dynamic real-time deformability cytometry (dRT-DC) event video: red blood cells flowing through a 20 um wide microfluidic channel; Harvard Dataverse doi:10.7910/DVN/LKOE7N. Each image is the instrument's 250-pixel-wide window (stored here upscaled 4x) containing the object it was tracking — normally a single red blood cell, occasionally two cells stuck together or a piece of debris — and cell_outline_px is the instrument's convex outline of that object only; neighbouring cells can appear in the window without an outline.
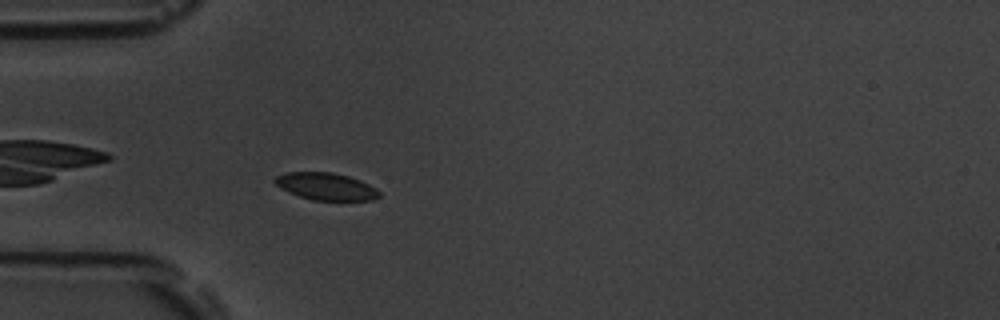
{"species": "common noctule bat (a hibernating species)", "species_latin": "Nyctalus noctula", "temperature_condition": "room temperature", "stored_images_in_passage": 44, "camera_frame_rate_fps": 3000, "um_per_image_px": 0.085, "animal": {"sex": "male", "body_mass_g": 19.5, "forearm_length_mm": 54.6}, "frame": {"image": 1, "passage_image": 4, "time_ms": 1.0, "image_size_px": [1000, 320], "cell_outline_px": [[380, 196], [372, 200], [312, 200], [288, 192], [280, 188], [272, 180], [276, 176], [288, 172], [332, 172], [348, 176], [360, 180], [376, 188], [380, 192]], "centroid_in_image_um": [27.7, 15.84], "position_along_channel_um": 57.3, "area_um2": 16.53}}
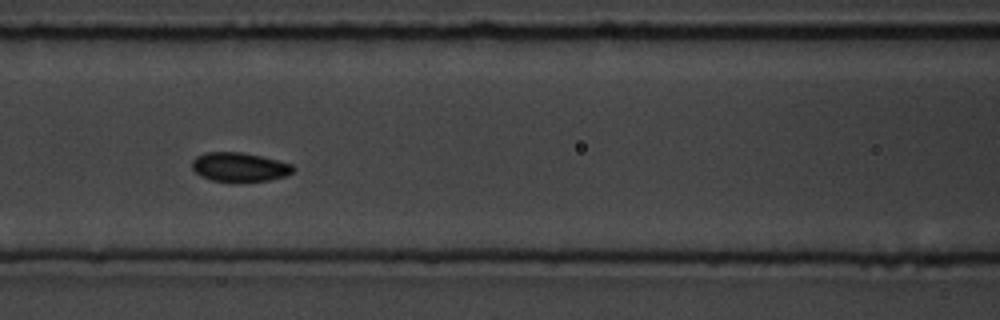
{"frame": {"image": 2, "passage_image": 12, "time_ms": 3.667, "image_size_px": [1000, 320], "cell_outline_px": [[296, 168], [292, 172], [284, 176], [268, 180], [212, 180], [200, 176], [192, 168], [192, 160], [196, 156], [204, 152], [244, 152], [292, 164]], "centroid_in_image_um": [20.33, 14.17], "position_along_channel_um": 146.3, "area_um2": 16.76}}
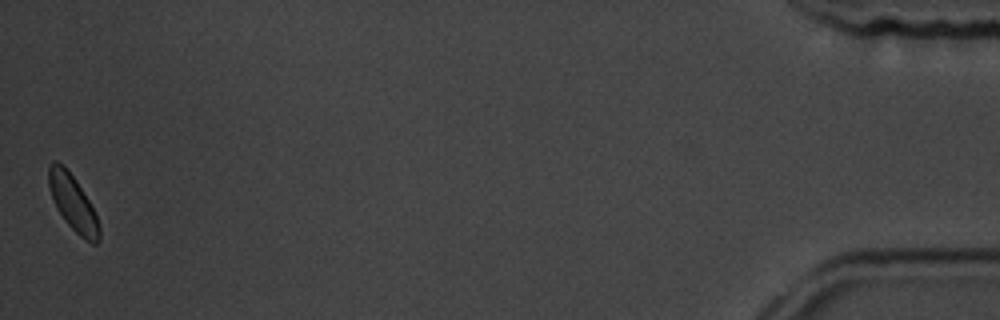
{"frame": {"image": 3, "passage_image": 44, "time_ms": 14.333, "image_size_px": [1000, 320], "cell_outline_px": [[100, 240], [96, 244], [92, 244], [84, 240], [64, 220], [56, 208], [48, 184], [48, 164], [52, 160], [56, 160], [76, 180], [88, 200], [96, 216], [100, 228]], "centroid_in_image_um": [6.19, 17.28], "position_along_channel_um": 429.0, "area_um2": 16.18}}